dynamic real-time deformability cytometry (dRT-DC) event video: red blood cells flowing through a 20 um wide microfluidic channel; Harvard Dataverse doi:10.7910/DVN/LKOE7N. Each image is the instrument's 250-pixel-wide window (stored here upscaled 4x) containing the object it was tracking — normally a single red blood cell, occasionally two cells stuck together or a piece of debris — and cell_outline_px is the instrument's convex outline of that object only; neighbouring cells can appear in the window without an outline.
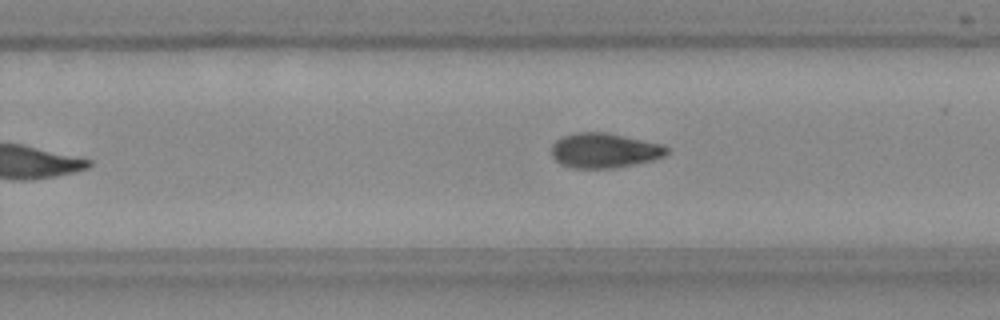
{"species": "Egyptian fruit bat (a non-hibernating species)", "species_latin": "Rousettus aegyptiacus", "temperature_condition": "room temperature", "stored_images_in_passage": 15, "camera_frame_rate_fps": 3000, "um_per_image_px": 0.085, "frame": {"image": 1, "passage_image": 9, "time_ms": 2.667, "image_size_px": [1000, 320], "cell_outline_px": [[668, 152], [664, 156], [656, 160], [636, 164], [612, 168], [572, 168], [560, 164], [552, 156], [552, 144], [560, 136], [572, 132], [604, 132], [664, 144], [668, 148]], "centroid_in_image_um": [51.37, 12.79], "position_along_channel_um": 278.4, "area_um2": 23.7}}
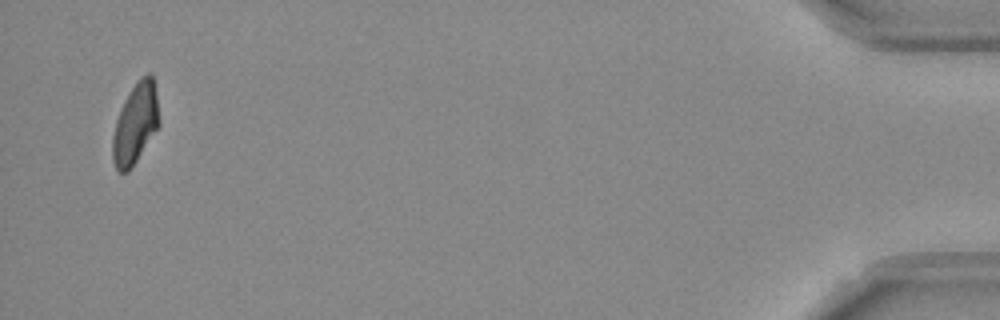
{"frame": {"image": 2, "passage_image": 15, "time_ms": 4.667, "image_size_px": [1000, 320], "cell_outline_px": [[160, 124], [132, 168], [128, 172], [116, 172], [112, 160], [112, 136], [116, 120], [124, 100], [132, 88], [148, 72], [152, 76], [156, 92], [160, 120]], "centroid_in_image_um": [11.49, 10.58], "position_along_channel_um": 423.7, "area_um2": 21.79}}